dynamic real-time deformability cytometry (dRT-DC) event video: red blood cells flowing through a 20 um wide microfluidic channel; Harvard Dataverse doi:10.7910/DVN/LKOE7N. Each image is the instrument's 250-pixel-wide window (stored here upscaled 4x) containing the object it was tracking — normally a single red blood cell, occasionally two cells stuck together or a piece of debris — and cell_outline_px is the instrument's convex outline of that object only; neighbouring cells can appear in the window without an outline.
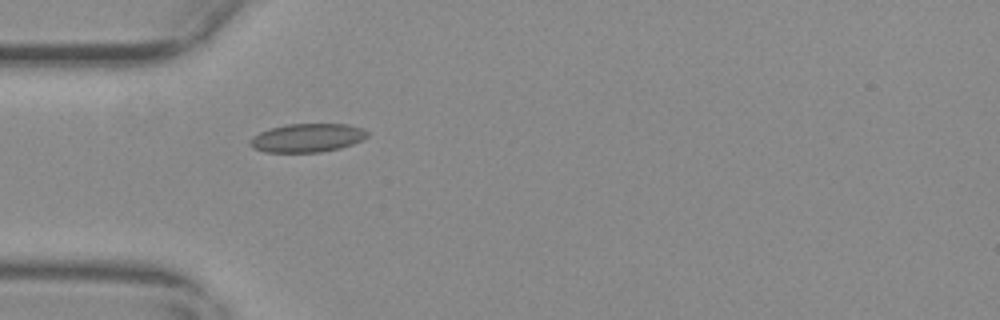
{"species": "common noctule bat (a hibernating species)", "species_latin": "Nyctalus noctula", "temperature_condition": "warm", "stored_images_in_passage": 40, "camera_frame_rate_fps": 3000, "um_per_image_px": 0.085, "animal": {"sex": "female", "body_mass_g": 29.2, "forearm_length_mm": 56.3}, "frame": {"image": 1, "passage_image": 1, "time_ms": 0.0, "image_size_px": [1000, 320], "cell_outline_px": [[368, 136], [352, 144], [340, 148], [320, 152], [264, 152], [252, 148], [248, 144], [248, 140], [252, 136], [260, 132], [272, 128], [288, 124], [348, 124], [360, 128], [368, 132]], "centroid_in_image_um": [26.06, 11.72], "position_along_channel_um": 58.9, "area_um2": 19.48}}
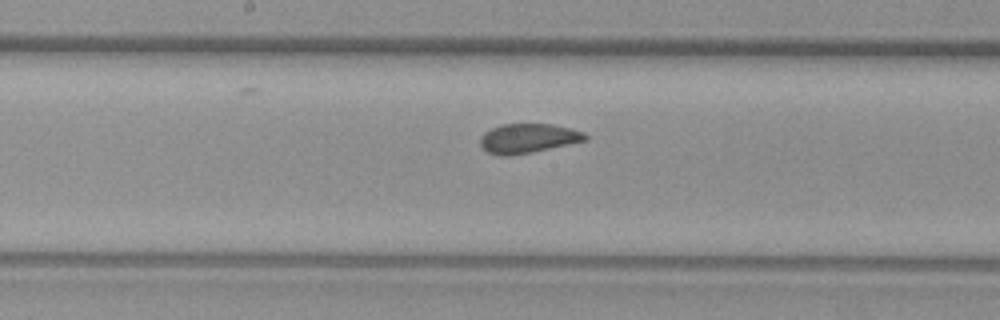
{"frame": {"image": 2, "passage_image": 13, "time_ms": 4.0, "image_size_px": [1000, 320], "cell_outline_px": [[588, 140], [532, 152], [508, 156], [500, 156], [488, 152], [480, 144], [480, 136], [484, 132], [500, 124], [552, 124], [584, 132], [588, 136]], "centroid_in_image_um": [44.87, 11.76], "position_along_channel_um": 203.3, "area_um2": 17.98}}
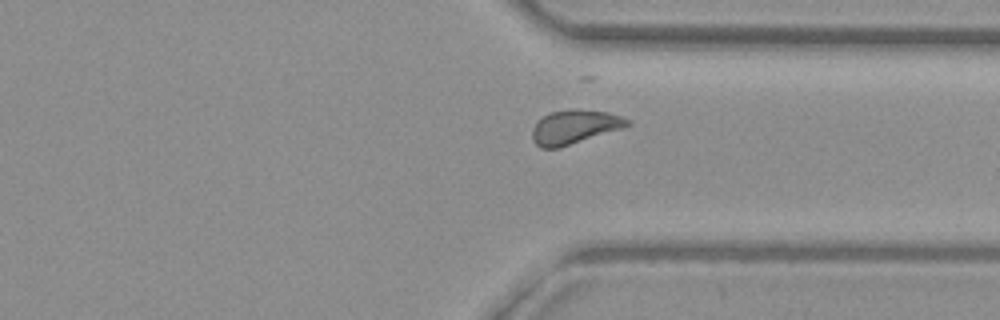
{"frame": {"image": 3, "passage_image": 26, "time_ms": 8.333, "image_size_px": [1000, 320], "cell_outline_px": [[632, 124], [560, 148], [540, 148], [532, 140], [532, 128], [536, 120], [552, 112], [572, 108], [608, 112], [620, 116], [628, 120]], "centroid_in_image_um": [48.77, 10.78], "position_along_channel_um": 362.6, "area_um2": 18.73}, "authors_computed_cell_mechanics": {"area_um2": 18.496, "velocity_mm_per_s": 3.669, "shape_relaxation_time_tau1_ms": null, "shape_relaxation_time_tau2_ms": 0.7036, "deformation_change_tau1": null, "deformation_change_tau2": 0.0464}}